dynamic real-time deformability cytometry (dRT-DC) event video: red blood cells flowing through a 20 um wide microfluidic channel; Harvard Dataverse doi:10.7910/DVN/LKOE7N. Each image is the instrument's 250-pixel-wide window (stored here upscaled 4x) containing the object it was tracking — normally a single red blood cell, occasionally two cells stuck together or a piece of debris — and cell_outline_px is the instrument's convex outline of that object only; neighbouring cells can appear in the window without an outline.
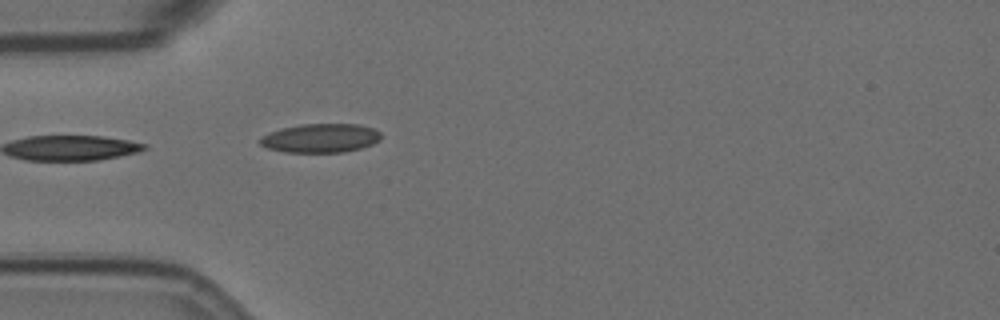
{"species": "Egyptian fruit bat (a non-hibernating species)", "species_latin": "Rousettus aegyptiacus", "temperature_condition": "room temperature", "stored_images_in_passage": 4, "camera_frame_rate_fps": 3000, "um_per_image_px": 0.085, "animal": {"sex": "female"}, "frame": {"image": 1, "passage_image": 1, "time_ms": 0.0, "image_size_px": [1000, 320], "cell_outline_px": [[380, 140], [372, 144], [360, 148], [344, 152], [284, 152], [268, 148], [260, 144], [256, 140], [260, 136], [268, 132], [280, 128], [300, 124], [356, 124], [372, 128], [380, 132]], "centroid_in_image_um": [27.18, 11.73], "position_along_channel_um": 57.8, "area_um2": 20.52}}